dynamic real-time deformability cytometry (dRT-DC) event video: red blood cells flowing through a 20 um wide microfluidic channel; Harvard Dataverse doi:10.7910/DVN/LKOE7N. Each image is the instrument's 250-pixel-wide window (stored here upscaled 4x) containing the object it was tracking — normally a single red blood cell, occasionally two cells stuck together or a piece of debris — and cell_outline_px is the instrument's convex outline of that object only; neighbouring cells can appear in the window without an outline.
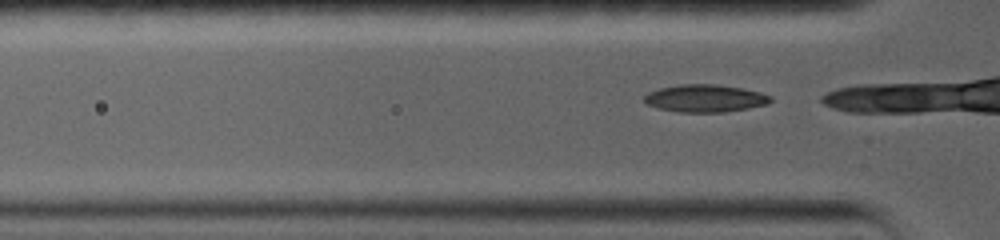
{"species": "common noctule bat (a hibernating species)", "species_latin": "Nyctalus noctula", "temperature_condition": "warm", "stored_images_in_passage": 24, "camera_frame_rate_fps": 5000, "um_per_image_px": 0.085, "animal": {"sex": "female", "body_mass_g": 19.0, "forearm_length_mm": 56.7}, "frame": {"image": 1, "passage_image": 2, "time_ms": 0.2, "image_size_px": [1000, 240], "cell_outline_px": [[772, 100], [768, 104], [748, 108], [724, 112], [676, 112], [656, 108], [648, 104], [644, 100], [644, 96], [648, 92], [660, 88], [680, 84], [716, 84], [740, 88], [760, 92], [772, 96]], "centroid_in_image_um": [59.93, 8.36], "position_along_channel_um": 65.9, "area_um2": 20.29}}
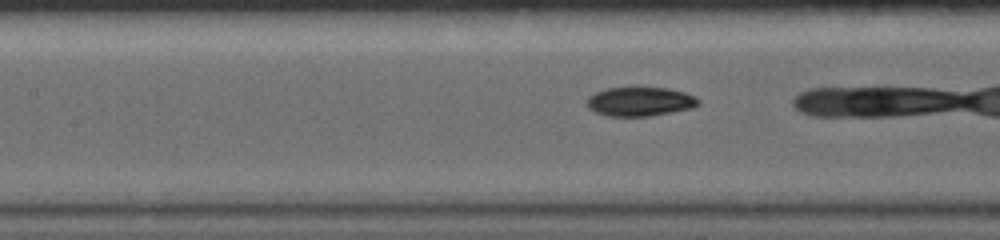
{"frame": {"image": 2, "passage_image": 12, "time_ms": 2.6, "image_size_px": [1000, 240], "cell_outline_px": [[700, 104], [692, 108], [672, 112], [648, 116], [608, 116], [596, 112], [588, 108], [588, 96], [596, 92], [608, 88], [632, 84], [668, 88], [684, 92], [696, 96], [700, 100]], "centroid_in_image_um": [54.42, 8.58], "position_along_channel_um": 153.0, "area_um2": 19.65}}
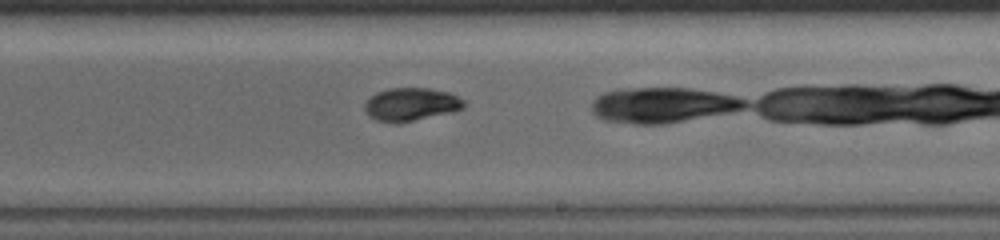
{"frame": {"image": 3, "passage_image": 20, "time_ms": 5.4, "image_size_px": [1000, 240], "cell_outline_px": [[464, 108], [452, 112], [400, 124], [396, 124], [376, 120], [368, 116], [364, 108], [364, 104], [376, 92], [388, 88], [428, 88], [448, 92], [464, 100]], "centroid_in_image_um": [34.91, 8.89], "position_along_channel_um": 254.1, "area_um2": 19.31}}